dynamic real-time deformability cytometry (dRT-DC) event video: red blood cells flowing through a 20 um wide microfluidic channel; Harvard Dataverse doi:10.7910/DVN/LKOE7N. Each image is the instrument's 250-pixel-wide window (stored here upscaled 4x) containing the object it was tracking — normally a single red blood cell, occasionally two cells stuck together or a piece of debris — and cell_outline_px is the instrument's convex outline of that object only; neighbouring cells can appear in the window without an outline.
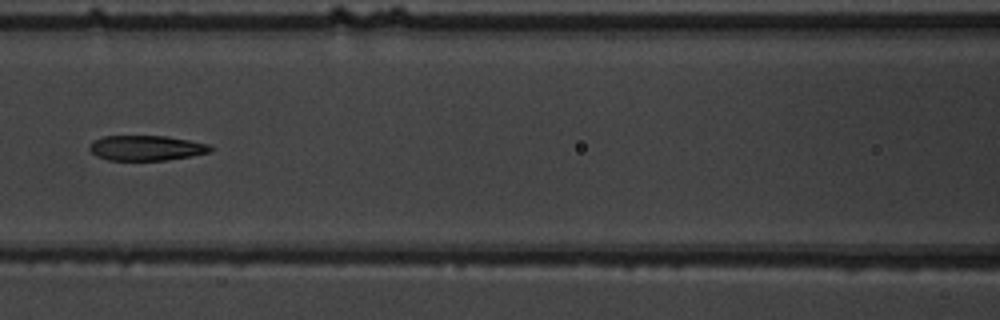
{"species": "common noctule bat (a hibernating species)", "species_latin": "Nyctalus noctula", "temperature_condition": "warm", "stored_images_in_passage": 9, "camera_frame_rate_fps": 3000, "um_per_image_px": 0.085, "animal": {"sex": "male", "body_mass_g": 19.5, "forearm_length_mm": 54.6}, "frame": {"image": 1, "passage_image": 7, "time_ms": 7.0, "image_size_px": [1000, 320], "cell_outline_px": [[212, 152], [168, 160], [108, 160], [96, 156], [88, 148], [92, 140], [104, 136], [164, 136], [188, 140], [208, 144], [212, 148]], "centroid_in_image_um": [12.41, 12.58], "position_along_channel_um": 154.2, "area_um2": 17.69}}
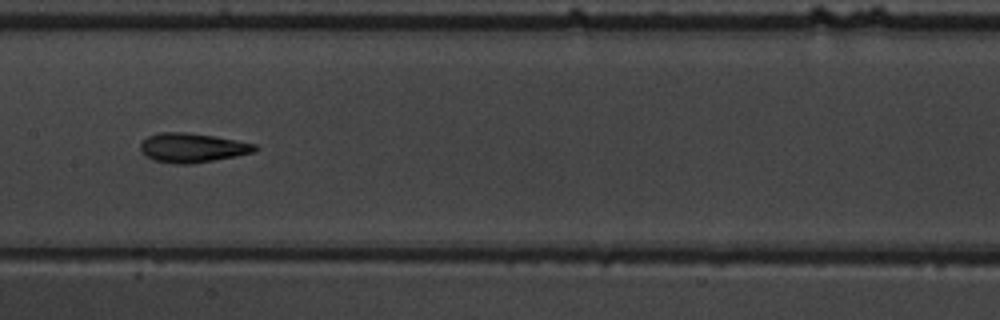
{"frame": {"image": 2, "passage_image": 8, "time_ms": 8.0, "image_size_px": [1000, 320], "cell_outline_px": [[260, 148], [252, 152], [236, 156], [192, 164], [176, 164], [152, 160], [144, 156], [140, 148], [140, 144], [148, 136], [160, 132], [184, 132], [216, 136], [256, 144]], "centroid_in_image_um": [16.33, 12.56], "position_along_channel_um": 191.1, "area_um2": 19.65}}
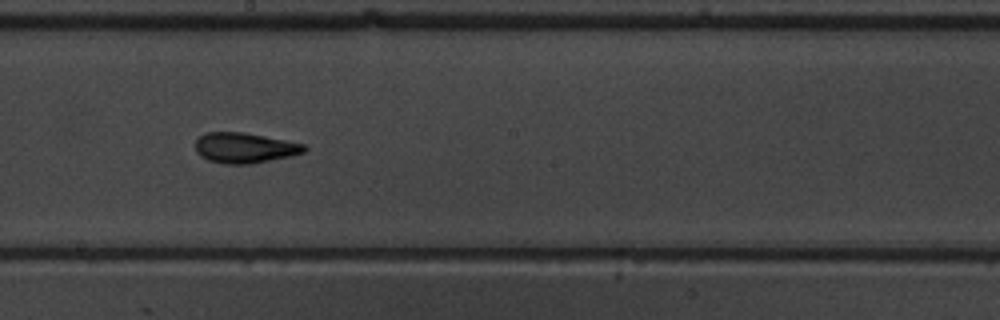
{"frame": {"image": 3, "passage_image": 9, "time_ms": 9.0, "image_size_px": [1000, 320], "cell_outline_px": [[308, 148], [304, 152], [292, 156], [248, 164], [224, 164], [208, 160], [200, 156], [196, 152], [196, 140], [204, 132], [244, 132], [308, 144]], "centroid_in_image_um": [20.82, 12.56], "position_along_channel_um": 227.4, "area_um2": 19.48}}